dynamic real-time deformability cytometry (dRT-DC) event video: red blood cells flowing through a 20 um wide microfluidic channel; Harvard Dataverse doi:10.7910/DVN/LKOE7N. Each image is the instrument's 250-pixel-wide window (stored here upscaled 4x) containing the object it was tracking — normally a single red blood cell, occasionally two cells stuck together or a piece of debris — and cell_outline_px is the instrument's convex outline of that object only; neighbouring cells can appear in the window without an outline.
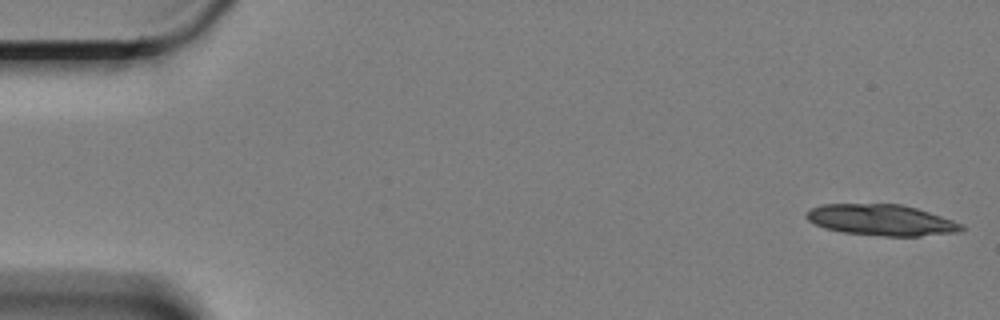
{"species": "Egyptian fruit bat (a non-hibernating species)", "species_latin": "Rousettus aegyptiacus", "temperature_condition": "cold", "stored_images_in_passage": 9, "camera_frame_rate_fps": 3000, "um_per_image_px": 0.085, "animal": {"sex": "female"}, "frame": {"image": 1, "passage_image": 1, "time_ms": 0.0, "image_size_px": [1000, 320], "cell_outline_px": [[964, 228], [960, 232], [920, 236], [884, 236], [840, 232], [824, 228], [808, 220], [804, 216], [812, 208], [824, 204], [900, 204], [916, 208], [964, 224]], "centroid_in_image_um": [74.92, 18.71], "position_along_channel_um": 10.1, "area_um2": 27.98}}